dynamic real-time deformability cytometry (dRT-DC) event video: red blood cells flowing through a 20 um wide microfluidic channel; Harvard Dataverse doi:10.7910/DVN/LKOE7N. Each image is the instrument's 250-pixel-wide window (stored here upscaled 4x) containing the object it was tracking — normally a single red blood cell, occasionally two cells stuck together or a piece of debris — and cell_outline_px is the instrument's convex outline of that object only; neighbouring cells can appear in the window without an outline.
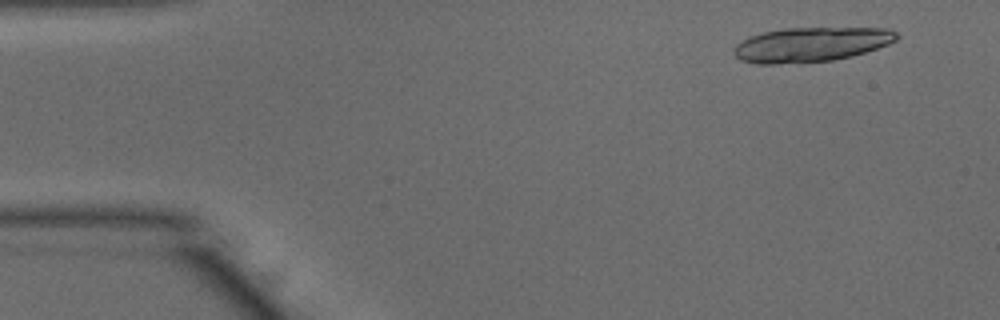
{"species": "common noctule bat (a hibernating species)", "species_latin": "Nyctalus noctula", "temperature_condition": "warm", "stored_images_in_passage": 17, "camera_frame_rate_fps": 3000, "um_per_image_px": 0.085, "animal": {"sex": "male", "body_mass_g": 15.6}, "frame": {"image": 1, "passage_image": 4, "time_ms": 1.0, "image_size_px": [1000, 320], "cell_outline_px": [[900, 36], [896, 40], [888, 44], [852, 56], [832, 60], [776, 64], [756, 64], [740, 60], [732, 52], [736, 44], [748, 36], [764, 32], [784, 28], [888, 28], [896, 32]], "centroid_in_image_um": [68.91, 3.78], "position_along_channel_um": 16.1, "area_um2": 32.77}}